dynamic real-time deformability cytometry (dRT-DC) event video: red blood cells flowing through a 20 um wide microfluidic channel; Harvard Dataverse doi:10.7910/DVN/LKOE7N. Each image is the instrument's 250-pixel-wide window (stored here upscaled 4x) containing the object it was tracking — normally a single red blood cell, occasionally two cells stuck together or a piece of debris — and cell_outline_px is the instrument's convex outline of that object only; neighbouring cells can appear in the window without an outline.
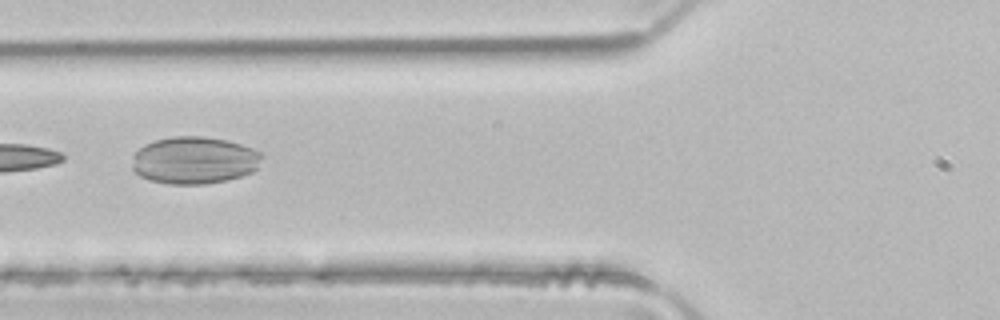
{"species": "common noctule bat (a hibernating species)", "species_latin": "Nyctalus noctula", "temperature_condition": "room temperature", "stored_images_in_passage": 5, "camera_frame_rate_fps": 3000, "um_per_image_px": 0.085, "animal": {"sex": "male", "body_mass_g": 21.5, "forearm_length_mm": 52.0}, "frame": {"image": 1, "passage_image": 5, "time_ms": 1.333, "image_size_px": [1000, 320], "cell_outline_px": [[264, 156], [256, 168], [252, 172], [228, 180], [204, 184], [168, 184], [148, 180], [140, 176], [132, 168], [132, 156], [144, 144], [156, 140], [172, 136], [204, 136], [228, 140], [252, 148], [260, 152]], "centroid_in_image_um": [16.51, 13.62], "position_along_channel_um": 109.3, "area_um2": 36.01}}